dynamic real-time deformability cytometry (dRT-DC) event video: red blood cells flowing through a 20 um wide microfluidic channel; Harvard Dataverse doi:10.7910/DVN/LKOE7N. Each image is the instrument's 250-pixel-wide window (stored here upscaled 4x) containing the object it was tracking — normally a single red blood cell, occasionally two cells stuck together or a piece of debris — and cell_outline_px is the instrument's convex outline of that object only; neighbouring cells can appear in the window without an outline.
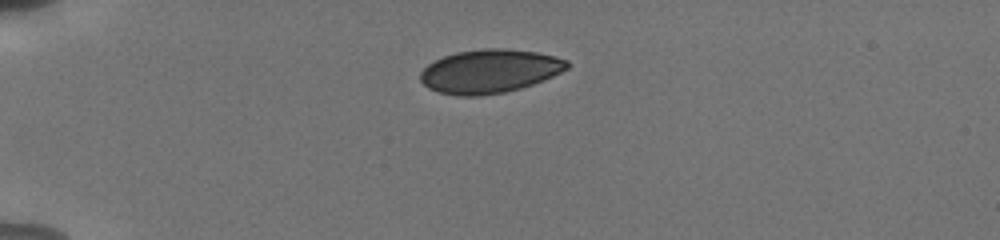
{"species": "human", "species_latin": "Homo sapiens", "temperature_condition": "cold", "stored_images_in_passage": 41, "camera_frame_rate_fps": 3000, "um_per_image_px": 0.085, "donor": {"sex": "male"}, "frame": {"image": 1, "passage_image": 1, "time_ms": 0.0, "image_size_px": [1000, 240], "cell_outline_px": [[568, 68], [544, 80], [520, 88], [504, 92], [480, 96], [460, 96], [440, 92], [428, 88], [420, 80], [420, 72], [428, 64], [444, 56], [456, 52], [484, 48], [504, 48], [536, 52], [556, 56], [568, 60]], "centroid_in_image_um": [41.61, 6.05], "position_along_channel_um": 43.4, "area_um2": 37.22}}
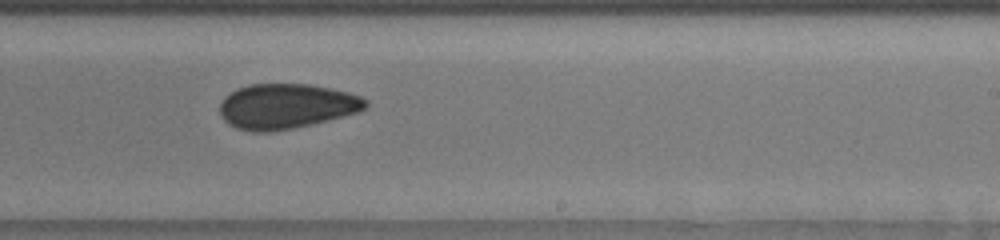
{"frame": {"image": 2, "passage_image": 22, "time_ms": 7.0, "image_size_px": [1000, 240], "cell_outline_px": [[368, 104], [364, 108], [356, 112], [328, 120], [312, 124], [292, 128], [268, 132], [252, 132], [236, 128], [228, 124], [220, 116], [220, 104], [224, 96], [236, 88], [248, 84], [308, 84], [348, 92], [360, 96], [368, 100]], "centroid_in_image_um": [24.28, 9.03], "position_along_channel_um": 264.7, "area_um2": 38.26}}
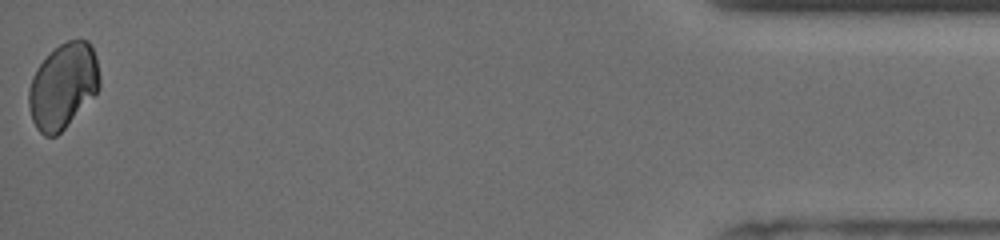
{"frame": {"image": 3, "passage_image": 41, "time_ms": 13.333, "image_size_px": [1000, 240], "cell_outline_px": [[100, 88], [64, 128], [56, 136], [44, 136], [36, 128], [32, 120], [28, 104], [28, 88], [32, 76], [36, 68], [60, 44], [68, 40], [88, 40], [96, 56], [100, 76]], "centroid_in_image_um": [5.35, 7.31], "position_along_channel_um": 429.9, "area_um2": 34.91}, "authors_computed_cell_mechanics": {"area_um2": 37.9168, "velocity_mm_per_s": 3.8131, "shape_relaxation_time_tau1_ms": 10.7648, "shape_relaxation_time_tau2_ms": null, "deformation_change_tau1": 0.0719, "deformation_change_tau2": null}}